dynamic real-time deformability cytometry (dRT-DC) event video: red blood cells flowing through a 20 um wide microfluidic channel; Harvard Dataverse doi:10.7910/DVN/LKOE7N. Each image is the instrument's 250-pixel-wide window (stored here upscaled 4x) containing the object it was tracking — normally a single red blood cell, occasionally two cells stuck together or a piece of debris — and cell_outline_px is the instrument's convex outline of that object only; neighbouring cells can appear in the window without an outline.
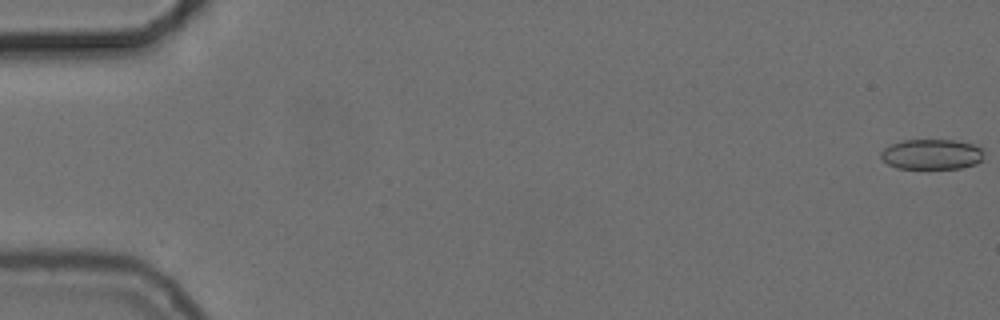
{"species": "common noctule bat (a hibernating species)", "species_latin": "Nyctalus noctula", "temperature_condition": "cold", "stored_images_in_passage": 56, "camera_frame_rate_fps": 3000, "um_per_image_px": 0.085, "animal": {"sex": "female", "body_mass_g": 24.6, "forearm_length_mm": 56.2}, "frame": {"image": 1, "passage_image": 1, "time_ms": 0.0, "image_size_px": [1000, 320], "cell_outline_px": [[984, 152], [980, 160], [976, 164], [960, 168], [896, 168], [888, 164], [880, 156], [880, 152], [884, 148], [892, 144], [904, 140], [956, 140], [972, 144], [980, 148]], "centroid_in_image_um": [79.18, 13.11], "position_along_channel_um": 5.8, "area_um2": 18.03}}
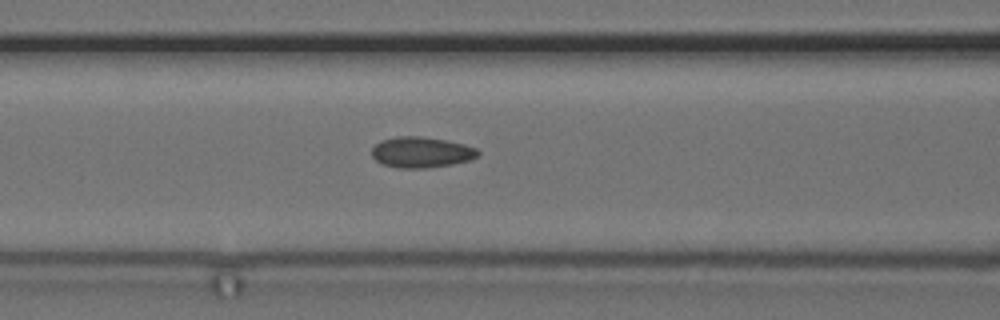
{"frame": {"image": 2, "passage_image": 24, "time_ms": 7.667, "image_size_px": [1000, 320], "cell_outline_px": [[480, 152], [476, 156], [468, 160], [452, 164], [424, 168], [396, 168], [384, 164], [376, 160], [372, 156], [372, 148], [380, 140], [396, 136], [420, 136], [448, 140], [464, 144], [476, 148]], "centroid_in_image_um": [35.79, 12.93], "position_along_channel_um": 130.8, "area_um2": 19.02}}
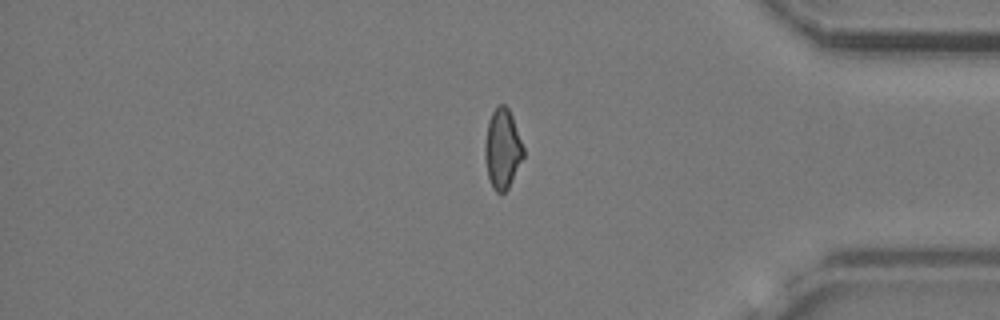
{"frame": {"image": 3, "passage_image": 47, "time_ms": 15.333, "image_size_px": [1000, 320], "cell_outline_px": [[524, 156], [508, 188], [504, 192], [496, 192], [492, 188], [488, 176], [484, 156], [484, 144], [488, 120], [492, 112], [500, 104], [504, 104], [508, 108], [512, 116], [524, 148]], "centroid_in_image_um": [42.69, 12.65], "position_along_channel_um": 392.5, "area_um2": 17.86}, "authors_computed_cell_mechanics": {"area_um2": 18.5827, "velocity_mm_per_s": 3.7251, "shape_relaxation_time_tau1_ms": null, "shape_relaxation_time_tau2_ms": 1.6563, "deformation_change_tau1": null, "deformation_change_tau2": 0.0774}}